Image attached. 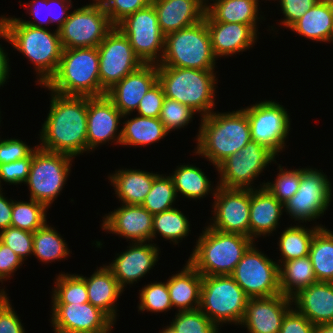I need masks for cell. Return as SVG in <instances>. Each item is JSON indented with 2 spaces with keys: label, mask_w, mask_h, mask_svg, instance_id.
<instances>
[{
  "label": "cell",
  "mask_w": 333,
  "mask_h": 333,
  "mask_svg": "<svg viewBox=\"0 0 333 333\" xmlns=\"http://www.w3.org/2000/svg\"><path fill=\"white\" fill-rule=\"evenodd\" d=\"M49 112L39 135L40 149L76 157L87 153V97L51 90Z\"/></svg>",
  "instance_id": "1"
},
{
  "label": "cell",
  "mask_w": 333,
  "mask_h": 333,
  "mask_svg": "<svg viewBox=\"0 0 333 333\" xmlns=\"http://www.w3.org/2000/svg\"><path fill=\"white\" fill-rule=\"evenodd\" d=\"M196 134L195 154L217 166L251 141L249 120L241 109L215 112L202 117Z\"/></svg>",
  "instance_id": "2"
},
{
  "label": "cell",
  "mask_w": 333,
  "mask_h": 333,
  "mask_svg": "<svg viewBox=\"0 0 333 333\" xmlns=\"http://www.w3.org/2000/svg\"><path fill=\"white\" fill-rule=\"evenodd\" d=\"M11 47L22 53L35 68L36 85H45L56 73L62 55L59 31L22 23L15 16L1 15Z\"/></svg>",
  "instance_id": "3"
},
{
  "label": "cell",
  "mask_w": 333,
  "mask_h": 333,
  "mask_svg": "<svg viewBox=\"0 0 333 333\" xmlns=\"http://www.w3.org/2000/svg\"><path fill=\"white\" fill-rule=\"evenodd\" d=\"M158 82L165 97L187 105L200 114V118L211 114L216 107L215 94L218 78L215 70L157 66Z\"/></svg>",
  "instance_id": "4"
},
{
  "label": "cell",
  "mask_w": 333,
  "mask_h": 333,
  "mask_svg": "<svg viewBox=\"0 0 333 333\" xmlns=\"http://www.w3.org/2000/svg\"><path fill=\"white\" fill-rule=\"evenodd\" d=\"M187 260L202 276L231 275L254 241L243 234L224 233L208 226Z\"/></svg>",
  "instance_id": "5"
},
{
  "label": "cell",
  "mask_w": 333,
  "mask_h": 333,
  "mask_svg": "<svg viewBox=\"0 0 333 333\" xmlns=\"http://www.w3.org/2000/svg\"><path fill=\"white\" fill-rule=\"evenodd\" d=\"M43 88L68 96H101L97 47L63 49L56 73Z\"/></svg>",
  "instance_id": "6"
},
{
  "label": "cell",
  "mask_w": 333,
  "mask_h": 333,
  "mask_svg": "<svg viewBox=\"0 0 333 333\" xmlns=\"http://www.w3.org/2000/svg\"><path fill=\"white\" fill-rule=\"evenodd\" d=\"M211 37L205 19L165 35L163 58L157 66L215 70Z\"/></svg>",
  "instance_id": "7"
},
{
  "label": "cell",
  "mask_w": 333,
  "mask_h": 333,
  "mask_svg": "<svg viewBox=\"0 0 333 333\" xmlns=\"http://www.w3.org/2000/svg\"><path fill=\"white\" fill-rule=\"evenodd\" d=\"M249 297L230 275L202 276L199 309L218 327L239 325Z\"/></svg>",
  "instance_id": "8"
},
{
  "label": "cell",
  "mask_w": 333,
  "mask_h": 333,
  "mask_svg": "<svg viewBox=\"0 0 333 333\" xmlns=\"http://www.w3.org/2000/svg\"><path fill=\"white\" fill-rule=\"evenodd\" d=\"M73 160L67 154L48 152L37 147L32 152L30 172L25 183L30 192L29 198L50 208L67 184Z\"/></svg>",
  "instance_id": "9"
},
{
  "label": "cell",
  "mask_w": 333,
  "mask_h": 333,
  "mask_svg": "<svg viewBox=\"0 0 333 333\" xmlns=\"http://www.w3.org/2000/svg\"><path fill=\"white\" fill-rule=\"evenodd\" d=\"M330 181L321 169L301 168L300 186L293 197L283 204L284 212L294 222L298 221L297 224H307L323 217L333 197Z\"/></svg>",
  "instance_id": "10"
},
{
  "label": "cell",
  "mask_w": 333,
  "mask_h": 333,
  "mask_svg": "<svg viewBox=\"0 0 333 333\" xmlns=\"http://www.w3.org/2000/svg\"><path fill=\"white\" fill-rule=\"evenodd\" d=\"M241 109L246 113L251 140L270 150L278 157L285 149L291 129L290 114L276 100H263Z\"/></svg>",
  "instance_id": "11"
},
{
  "label": "cell",
  "mask_w": 333,
  "mask_h": 333,
  "mask_svg": "<svg viewBox=\"0 0 333 333\" xmlns=\"http://www.w3.org/2000/svg\"><path fill=\"white\" fill-rule=\"evenodd\" d=\"M115 26L100 1H92L70 11L58 29L63 49L98 47Z\"/></svg>",
  "instance_id": "12"
},
{
  "label": "cell",
  "mask_w": 333,
  "mask_h": 333,
  "mask_svg": "<svg viewBox=\"0 0 333 333\" xmlns=\"http://www.w3.org/2000/svg\"><path fill=\"white\" fill-rule=\"evenodd\" d=\"M272 162L277 163L276 156L266 147L251 140L217 166V184L224 188L255 189L254 180H257Z\"/></svg>",
  "instance_id": "13"
},
{
  "label": "cell",
  "mask_w": 333,
  "mask_h": 333,
  "mask_svg": "<svg viewBox=\"0 0 333 333\" xmlns=\"http://www.w3.org/2000/svg\"><path fill=\"white\" fill-rule=\"evenodd\" d=\"M249 298L280 294L279 265L261 252L254 242L230 275Z\"/></svg>",
  "instance_id": "14"
},
{
  "label": "cell",
  "mask_w": 333,
  "mask_h": 333,
  "mask_svg": "<svg viewBox=\"0 0 333 333\" xmlns=\"http://www.w3.org/2000/svg\"><path fill=\"white\" fill-rule=\"evenodd\" d=\"M116 27L129 39L135 54L143 64L160 63L163 58L165 35L160 29L152 4L125 17Z\"/></svg>",
  "instance_id": "15"
},
{
  "label": "cell",
  "mask_w": 333,
  "mask_h": 333,
  "mask_svg": "<svg viewBox=\"0 0 333 333\" xmlns=\"http://www.w3.org/2000/svg\"><path fill=\"white\" fill-rule=\"evenodd\" d=\"M101 96L141 65L129 39L115 26L97 47Z\"/></svg>",
  "instance_id": "16"
},
{
  "label": "cell",
  "mask_w": 333,
  "mask_h": 333,
  "mask_svg": "<svg viewBox=\"0 0 333 333\" xmlns=\"http://www.w3.org/2000/svg\"><path fill=\"white\" fill-rule=\"evenodd\" d=\"M208 227L224 233L250 237L251 189L224 188L217 185Z\"/></svg>",
  "instance_id": "17"
},
{
  "label": "cell",
  "mask_w": 333,
  "mask_h": 333,
  "mask_svg": "<svg viewBox=\"0 0 333 333\" xmlns=\"http://www.w3.org/2000/svg\"><path fill=\"white\" fill-rule=\"evenodd\" d=\"M54 333H111L115 322L90 302L51 304Z\"/></svg>",
  "instance_id": "18"
},
{
  "label": "cell",
  "mask_w": 333,
  "mask_h": 333,
  "mask_svg": "<svg viewBox=\"0 0 333 333\" xmlns=\"http://www.w3.org/2000/svg\"><path fill=\"white\" fill-rule=\"evenodd\" d=\"M122 117V113L106 95L87 97L88 153L107 142L120 146Z\"/></svg>",
  "instance_id": "19"
},
{
  "label": "cell",
  "mask_w": 333,
  "mask_h": 333,
  "mask_svg": "<svg viewBox=\"0 0 333 333\" xmlns=\"http://www.w3.org/2000/svg\"><path fill=\"white\" fill-rule=\"evenodd\" d=\"M160 250L154 242H130L127 249L115 254V260L106 266L124 290L150 273L160 259Z\"/></svg>",
  "instance_id": "20"
},
{
  "label": "cell",
  "mask_w": 333,
  "mask_h": 333,
  "mask_svg": "<svg viewBox=\"0 0 333 333\" xmlns=\"http://www.w3.org/2000/svg\"><path fill=\"white\" fill-rule=\"evenodd\" d=\"M101 228L130 242H152L153 214L142 205L121 204L102 217Z\"/></svg>",
  "instance_id": "21"
},
{
  "label": "cell",
  "mask_w": 333,
  "mask_h": 333,
  "mask_svg": "<svg viewBox=\"0 0 333 333\" xmlns=\"http://www.w3.org/2000/svg\"><path fill=\"white\" fill-rule=\"evenodd\" d=\"M292 307V298L281 293L249 298L239 325L247 328V333H279L283 318Z\"/></svg>",
  "instance_id": "22"
},
{
  "label": "cell",
  "mask_w": 333,
  "mask_h": 333,
  "mask_svg": "<svg viewBox=\"0 0 333 333\" xmlns=\"http://www.w3.org/2000/svg\"><path fill=\"white\" fill-rule=\"evenodd\" d=\"M157 81V65L143 64L112 86L105 95L122 113V118L125 120L136 112L142 97Z\"/></svg>",
  "instance_id": "23"
},
{
  "label": "cell",
  "mask_w": 333,
  "mask_h": 333,
  "mask_svg": "<svg viewBox=\"0 0 333 333\" xmlns=\"http://www.w3.org/2000/svg\"><path fill=\"white\" fill-rule=\"evenodd\" d=\"M265 183H259L258 189H251L249 222L250 238L254 242L276 232L284 212L283 204L265 187Z\"/></svg>",
  "instance_id": "24"
},
{
  "label": "cell",
  "mask_w": 333,
  "mask_h": 333,
  "mask_svg": "<svg viewBox=\"0 0 333 333\" xmlns=\"http://www.w3.org/2000/svg\"><path fill=\"white\" fill-rule=\"evenodd\" d=\"M215 57L233 56L253 48L259 33L241 23L206 22Z\"/></svg>",
  "instance_id": "25"
},
{
  "label": "cell",
  "mask_w": 333,
  "mask_h": 333,
  "mask_svg": "<svg viewBox=\"0 0 333 333\" xmlns=\"http://www.w3.org/2000/svg\"><path fill=\"white\" fill-rule=\"evenodd\" d=\"M292 303L315 326L333 323V283L317 281L294 295Z\"/></svg>",
  "instance_id": "26"
},
{
  "label": "cell",
  "mask_w": 333,
  "mask_h": 333,
  "mask_svg": "<svg viewBox=\"0 0 333 333\" xmlns=\"http://www.w3.org/2000/svg\"><path fill=\"white\" fill-rule=\"evenodd\" d=\"M152 5L164 35L200 22L206 11L197 0H153Z\"/></svg>",
  "instance_id": "27"
},
{
  "label": "cell",
  "mask_w": 333,
  "mask_h": 333,
  "mask_svg": "<svg viewBox=\"0 0 333 333\" xmlns=\"http://www.w3.org/2000/svg\"><path fill=\"white\" fill-rule=\"evenodd\" d=\"M79 275L85 280L89 302L100 308L116 323L118 315L116 304L125 290L120 287L106 263L97 267L90 277Z\"/></svg>",
  "instance_id": "28"
},
{
  "label": "cell",
  "mask_w": 333,
  "mask_h": 333,
  "mask_svg": "<svg viewBox=\"0 0 333 333\" xmlns=\"http://www.w3.org/2000/svg\"><path fill=\"white\" fill-rule=\"evenodd\" d=\"M158 174L153 171L121 168L109 174L108 180L121 204L142 205Z\"/></svg>",
  "instance_id": "29"
},
{
  "label": "cell",
  "mask_w": 333,
  "mask_h": 333,
  "mask_svg": "<svg viewBox=\"0 0 333 333\" xmlns=\"http://www.w3.org/2000/svg\"><path fill=\"white\" fill-rule=\"evenodd\" d=\"M213 1V2H212ZM212 2V3H211ZM206 7V22L241 23L250 25L257 33L259 21L265 18L259 12V0H211ZM259 7V8H258Z\"/></svg>",
  "instance_id": "30"
},
{
  "label": "cell",
  "mask_w": 333,
  "mask_h": 333,
  "mask_svg": "<svg viewBox=\"0 0 333 333\" xmlns=\"http://www.w3.org/2000/svg\"><path fill=\"white\" fill-rule=\"evenodd\" d=\"M177 272L166 280L172 307L177 312L199 309L202 275L188 261Z\"/></svg>",
  "instance_id": "31"
},
{
  "label": "cell",
  "mask_w": 333,
  "mask_h": 333,
  "mask_svg": "<svg viewBox=\"0 0 333 333\" xmlns=\"http://www.w3.org/2000/svg\"><path fill=\"white\" fill-rule=\"evenodd\" d=\"M289 30L313 42L331 43L333 38V6L315 3Z\"/></svg>",
  "instance_id": "32"
},
{
  "label": "cell",
  "mask_w": 333,
  "mask_h": 333,
  "mask_svg": "<svg viewBox=\"0 0 333 333\" xmlns=\"http://www.w3.org/2000/svg\"><path fill=\"white\" fill-rule=\"evenodd\" d=\"M122 122L121 146L142 147L159 142L169 132L159 118L143 117L136 114Z\"/></svg>",
  "instance_id": "33"
},
{
  "label": "cell",
  "mask_w": 333,
  "mask_h": 333,
  "mask_svg": "<svg viewBox=\"0 0 333 333\" xmlns=\"http://www.w3.org/2000/svg\"><path fill=\"white\" fill-rule=\"evenodd\" d=\"M171 176L177 197L188 198V200H201L206 195L214 196L217 184L214 187L209 177L193 164H182L176 166ZM214 187V188H213ZM180 194V195H179Z\"/></svg>",
  "instance_id": "34"
},
{
  "label": "cell",
  "mask_w": 333,
  "mask_h": 333,
  "mask_svg": "<svg viewBox=\"0 0 333 333\" xmlns=\"http://www.w3.org/2000/svg\"><path fill=\"white\" fill-rule=\"evenodd\" d=\"M289 225L285 227L282 232H280V237L277 245L279 246V251L281 259L276 260L280 266L283 262L289 261L291 259L302 258L309 255L310 246L314 238L315 232L321 228L325 227L322 224H313L312 227H306V224Z\"/></svg>",
  "instance_id": "35"
},
{
  "label": "cell",
  "mask_w": 333,
  "mask_h": 333,
  "mask_svg": "<svg viewBox=\"0 0 333 333\" xmlns=\"http://www.w3.org/2000/svg\"><path fill=\"white\" fill-rule=\"evenodd\" d=\"M316 282L309 255L291 259L279 266V287L284 296L292 298L300 290Z\"/></svg>",
  "instance_id": "36"
},
{
  "label": "cell",
  "mask_w": 333,
  "mask_h": 333,
  "mask_svg": "<svg viewBox=\"0 0 333 333\" xmlns=\"http://www.w3.org/2000/svg\"><path fill=\"white\" fill-rule=\"evenodd\" d=\"M47 222L33 233V256L43 264L65 260L70 256L67 242Z\"/></svg>",
  "instance_id": "37"
},
{
  "label": "cell",
  "mask_w": 333,
  "mask_h": 333,
  "mask_svg": "<svg viewBox=\"0 0 333 333\" xmlns=\"http://www.w3.org/2000/svg\"><path fill=\"white\" fill-rule=\"evenodd\" d=\"M309 257L317 281L333 283V231L321 227L315 232Z\"/></svg>",
  "instance_id": "38"
},
{
  "label": "cell",
  "mask_w": 333,
  "mask_h": 333,
  "mask_svg": "<svg viewBox=\"0 0 333 333\" xmlns=\"http://www.w3.org/2000/svg\"><path fill=\"white\" fill-rule=\"evenodd\" d=\"M188 218L178 207L154 214L152 242L160 235L165 241L170 240V243L177 245L191 233Z\"/></svg>",
  "instance_id": "39"
},
{
  "label": "cell",
  "mask_w": 333,
  "mask_h": 333,
  "mask_svg": "<svg viewBox=\"0 0 333 333\" xmlns=\"http://www.w3.org/2000/svg\"><path fill=\"white\" fill-rule=\"evenodd\" d=\"M51 304H83L89 302L85 280L78 274H56Z\"/></svg>",
  "instance_id": "40"
},
{
  "label": "cell",
  "mask_w": 333,
  "mask_h": 333,
  "mask_svg": "<svg viewBox=\"0 0 333 333\" xmlns=\"http://www.w3.org/2000/svg\"><path fill=\"white\" fill-rule=\"evenodd\" d=\"M48 207L36 200L13 201L11 227L34 233L47 222Z\"/></svg>",
  "instance_id": "41"
},
{
  "label": "cell",
  "mask_w": 333,
  "mask_h": 333,
  "mask_svg": "<svg viewBox=\"0 0 333 333\" xmlns=\"http://www.w3.org/2000/svg\"><path fill=\"white\" fill-rule=\"evenodd\" d=\"M176 199L178 197L171 176L158 174L142 206L154 215L174 208Z\"/></svg>",
  "instance_id": "42"
},
{
  "label": "cell",
  "mask_w": 333,
  "mask_h": 333,
  "mask_svg": "<svg viewBox=\"0 0 333 333\" xmlns=\"http://www.w3.org/2000/svg\"><path fill=\"white\" fill-rule=\"evenodd\" d=\"M167 282H150L139 290L138 312L166 313L173 310Z\"/></svg>",
  "instance_id": "43"
},
{
  "label": "cell",
  "mask_w": 333,
  "mask_h": 333,
  "mask_svg": "<svg viewBox=\"0 0 333 333\" xmlns=\"http://www.w3.org/2000/svg\"><path fill=\"white\" fill-rule=\"evenodd\" d=\"M169 323L175 333H221L220 328L200 309L176 311L175 317Z\"/></svg>",
  "instance_id": "44"
},
{
  "label": "cell",
  "mask_w": 333,
  "mask_h": 333,
  "mask_svg": "<svg viewBox=\"0 0 333 333\" xmlns=\"http://www.w3.org/2000/svg\"><path fill=\"white\" fill-rule=\"evenodd\" d=\"M279 173L276 175V179L272 182L265 183V187L282 203L284 204L290 200L293 195L298 191L301 180V168L293 170L284 169L281 164L277 167Z\"/></svg>",
  "instance_id": "45"
},
{
  "label": "cell",
  "mask_w": 333,
  "mask_h": 333,
  "mask_svg": "<svg viewBox=\"0 0 333 333\" xmlns=\"http://www.w3.org/2000/svg\"><path fill=\"white\" fill-rule=\"evenodd\" d=\"M196 112L187 105L181 104L176 100L165 97L160 114V121L163 123L165 129L171 131H178V129L185 128L193 121Z\"/></svg>",
  "instance_id": "46"
},
{
  "label": "cell",
  "mask_w": 333,
  "mask_h": 333,
  "mask_svg": "<svg viewBox=\"0 0 333 333\" xmlns=\"http://www.w3.org/2000/svg\"><path fill=\"white\" fill-rule=\"evenodd\" d=\"M0 241L14 251L23 262L33 254V233L8 227L0 231Z\"/></svg>",
  "instance_id": "47"
},
{
  "label": "cell",
  "mask_w": 333,
  "mask_h": 333,
  "mask_svg": "<svg viewBox=\"0 0 333 333\" xmlns=\"http://www.w3.org/2000/svg\"><path fill=\"white\" fill-rule=\"evenodd\" d=\"M152 2L153 0H100L114 26L125 17L151 5Z\"/></svg>",
  "instance_id": "48"
},
{
  "label": "cell",
  "mask_w": 333,
  "mask_h": 333,
  "mask_svg": "<svg viewBox=\"0 0 333 333\" xmlns=\"http://www.w3.org/2000/svg\"><path fill=\"white\" fill-rule=\"evenodd\" d=\"M4 289L6 288L0 289V333H25L22 320L13 309L8 293Z\"/></svg>",
  "instance_id": "49"
},
{
  "label": "cell",
  "mask_w": 333,
  "mask_h": 333,
  "mask_svg": "<svg viewBox=\"0 0 333 333\" xmlns=\"http://www.w3.org/2000/svg\"><path fill=\"white\" fill-rule=\"evenodd\" d=\"M31 162L32 153L24 159L0 164V188L2 182L8 185L25 184L30 172Z\"/></svg>",
  "instance_id": "50"
},
{
  "label": "cell",
  "mask_w": 333,
  "mask_h": 333,
  "mask_svg": "<svg viewBox=\"0 0 333 333\" xmlns=\"http://www.w3.org/2000/svg\"><path fill=\"white\" fill-rule=\"evenodd\" d=\"M165 99L162 85L157 81L142 97L136 114L143 117L159 118Z\"/></svg>",
  "instance_id": "51"
},
{
  "label": "cell",
  "mask_w": 333,
  "mask_h": 333,
  "mask_svg": "<svg viewBox=\"0 0 333 333\" xmlns=\"http://www.w3.org/2000/svg\"><path fill=\"white\" fill-rule=\"evenodd\" d=\"M1 137V136H0ZM27 142L14 138H0V164L10 163L28 157L36 148Z\"/></svg>",
  "instance_id": "52"
},
{
  "label": "cell",
  "mask_w": 333,
  "mask_h": 333,
  "mask_svg": "<svg viewBox=\"0 0 333 333\" xmlns=\"http://www.w3.org/2000/svg\"><path fill=\"white\" fill-rule=\"evenodd\" d=\"M278 1L283 18L279 24L286 29L290 28L297 20H299L309 9L313 7L316 0H275Z\"/></svg>",
  "instance_id": "53"
},
{
  "label": "cell",
  "mask_w": 333,
  "mask_h": 333,
  "mask_svg": "<svg viewBox=\"0 0 333 333\" xmlns=\"http://www.w3.org/2000/svg\"><path fill=\"white\" fill-rule=\"evenodd\" d=\"M316 326L292 307L284 316L279 333H315Z\"/></svg>",
  "instance_id": "54"
},
{
  "label": "cell",
  "mask_w": 333,
  "mask_h": 333,
  "mask_svg": "<svg viewBox=\"0 0 333 333\" xmlns=\"http://www.w3.org/2000/svg\"><path fill=\"white\" fill-rule=\"evenodd\" d=\"M29 16H33L32 20H23L18 18L22 23L35 27L48 28L51 24L49 17V0H31L30 3L23 4ZM28 6V7H27ZM30 7V8H29Z\"/></svg>",
  "instance_id": "55"
},
{
  "label": "cell",
  "mask_w": 333,
  "mask_h": 333,
  "mask_svg": "<svg viewBox=\"0 0 333 333\" xmlns=\"http://www.w3.org/2000/svg\"><path fill=\"white\" fill-rule=\"evenodd\" d=\"M23 263L14 251L0 241V279L3 282L10 280Z\"/></svg>",
  "instance_id": "56"
},
{
  "label": "cell",
  "mask_w": 333,
  "mask_h": 333,
  "mask_svg": "<svg viewBox=\"0 0 333 333\" xmlns=\"http://www.w3.org/2000/svg\"><path fill=\"white\" fill-rule=\"evenodd\" d=\"M73 9L72 0H49V17L51 24H57V30L65 23L69 10Z\"/></svg>",
  "instance_id": "57"
},
{
  "label": "cell",
  "mask_w": 333,
  "mask_h": 333,
  "mask_svg": "<svg viewBox=\"0 0 333 333\" xmlns=\"http://www.w3.org/2000/svg\"><path fill=\"white\" fill-rule=\"evenodd\" d=\"M0 38L4 39L5 41H7L10 44V39H9V35L7 32V29L4 25V23L0 20ZM10 60L8 57V53L6 52V50H4V47H2V44H0V88L1 86L4 87L3 85H5L9 79V75H10Z\"/></svg>",
  "instance_id": "58"
},
{
  "label": "cell",
  "mask_w": 333,
  "mask_h": 333,
  "mask_svg": "<svg viewBox=\"0 0 333 333\" xmlns=\"http://www.w3.org/2000/svg\"><path fill=\"white\" fill-rule=\"evenodd\" d=\"M3 187L0 188V231L11 226L13 201L5 197Z\"/></svg>",
  "instance_id": "59"
},
{
  "label": "cell",
  "mask_w": 333,
  "mask_h": 333,
  "mask_svg": "<svg viewBox=\"0 0 333 333\" xmlns=\"http://www.w3.org/2000/svg\"><path fill=\"white\" fill-rule=\"evenodd\" d=\"M315 333H333V323L317 325Z\"/></svg>",
  "instance_id": "60"
},
{
  "label": "cell",
  "mask_w": 333,
  "mask_h": 333,
  "mask_svg": "<svg viewBox=\"0 0 333 333\" xmlns=\"http://www.w3.org/2000/svg\"><path fill=\"white\" fill-rule=\"evenodd\" d=\"M158 333H175L167 324V326H164V328H162V330H159Z\"/></svg>",
  "instance_id": "61"
},
{
  "label": "cell",
  "mask_w": 333,
  "mask_h": 333,
  "mask_svg": "<svg viewBox=\"0 0 333 333\" xmlns=\"http://www.w3.org/2000/svg\"><path fill=\"white\" fill-rule=\"evenodd\" d=\"M317 3L333 6V0H316Z\"/></svg>",
  "instance_id": "62"
},
{
  "label": "cell",
  "mask_w": 333,
  "mask_h": 333,
  "mask_svg": "<svg viewBox=\"0 0 333 333\" xmlns=\"http://www.w3.org/2000/svg\"><path fill=\"white\" fill-rule=\"evenodd\" d=\"M198 2H200L205 8L209 5V3L211 2V0H197ZM210 1V2H209Z\"/></svg>",
  "instance_id": "63"
}]
</instances>
